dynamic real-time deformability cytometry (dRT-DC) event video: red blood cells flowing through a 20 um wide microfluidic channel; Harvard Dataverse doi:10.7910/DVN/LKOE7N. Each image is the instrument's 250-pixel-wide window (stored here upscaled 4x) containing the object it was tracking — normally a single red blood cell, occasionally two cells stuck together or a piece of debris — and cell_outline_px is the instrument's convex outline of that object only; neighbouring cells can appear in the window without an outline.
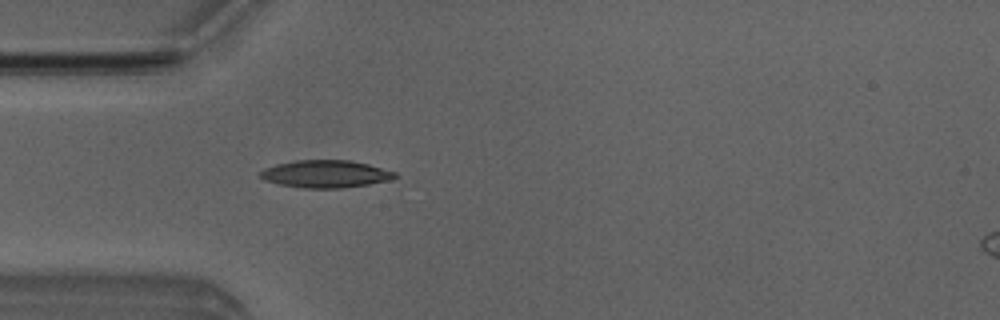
{"species": "Egyptian fruit bat (a non-hibernating species)", "species_latin": "Rousettus aegyptiacus", "temperature_condition": "room temperature", "stored_images_in_passage": 3, "camera_frame_rate_fps": 3000, "um_per_image_px": 0.085, "animal": {"sex": "male"}, "frame": {"image": 1, "passage_image": 3, "time_ms": 3.333, "image_size_px": [1000, 320], "cell_outline_px": [[396, 176], [388, 180], [368, 184], [340, 188], [304, 188], [280, 184], [264, 180], [260, 176], [260, 172], [264, 168], [276, 164], [296, 160], [352, 160], [368, 164], [396, 172]], "centroid_in_image_um": [27.65, 14.77], "position_along_channel_um": 57.4, "area_um2": 21.39}}